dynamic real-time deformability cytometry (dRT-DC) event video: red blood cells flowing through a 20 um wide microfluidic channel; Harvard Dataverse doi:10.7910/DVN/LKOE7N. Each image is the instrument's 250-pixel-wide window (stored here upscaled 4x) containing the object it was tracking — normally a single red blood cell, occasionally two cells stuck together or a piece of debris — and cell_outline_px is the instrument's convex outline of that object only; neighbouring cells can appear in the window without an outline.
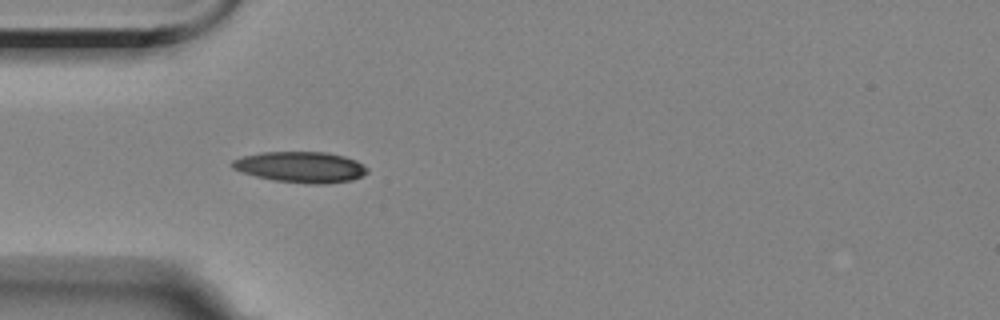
{"species": "Egyptian fruit bat (a non-hibernating species)", "species_latin": "Rousettus aegyptiacus", "temperature_condition": "room temperature", "stored_images_in_passage": 5, "camera_frame_rate_fps": 3000, "um_per_image_px": 0.085, "animal": {"sex": "female"}, "frame": {"image": 1, "passage_image": 5, "time_ms": 4.667, "image_size_px": [1000, 320], "cell_outline_px": [[368, 172], [352, 180], [328, 184], [308, 184], [276, 180], [256, 176], [240, 172], [232, 168], [228, 164], [232, 160], [244, 156], [260, 152], [328, 152], [344, 156], [356, 160], [368, 168]], "centroid_in_image_um": [25.55, 14.2], "position_along_channel_um": 59.5, "area_um2": 24.45}}